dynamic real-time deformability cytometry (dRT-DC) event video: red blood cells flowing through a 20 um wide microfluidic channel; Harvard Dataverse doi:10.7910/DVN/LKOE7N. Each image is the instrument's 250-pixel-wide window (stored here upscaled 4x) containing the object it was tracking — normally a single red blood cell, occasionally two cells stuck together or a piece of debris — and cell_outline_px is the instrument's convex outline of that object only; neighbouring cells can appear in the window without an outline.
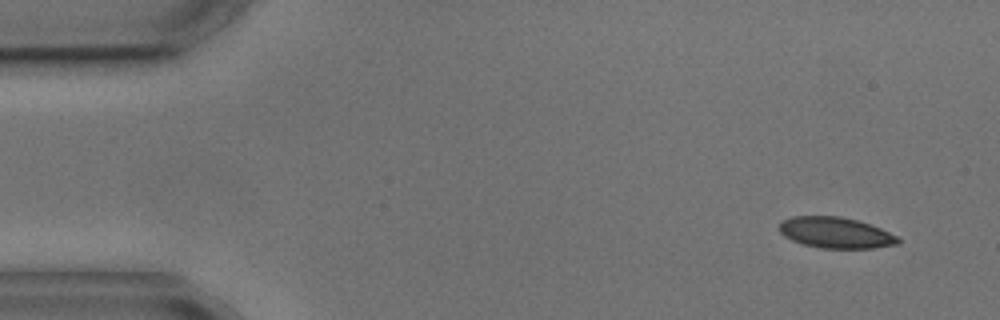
{"species": "common noctule bat (a hibernating species)", "species_latin": "Nyctalus noctula", "temperature_condition": "cold", "stored_images_in_passage": 3, "camera_frame_rate_fps": 3000, "um_per_image_px": 0.085, "animal": {"sex": "male", "body_mass_g": 17.9, "forearm_length_mm": 54.2}, "frame": {"image": 1, "passage_image": 1, "time_ms": 0.0, "image_size_px": [1000, 320], "cell_outline_px": [[900, 244], [872, 248], [820, 248], [804, 244], [792, 240], [784, 236], [780, 232], [780, 224], [784, 220], [792, 216], [840, 216], [856, 220], [880, 228], [896, 236], [900, 240]], "centroid_in_image_um": [71.03, 19.78], "position_along_channel_um": 14.0, "area_um2": 21.21}}